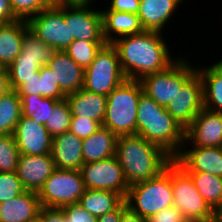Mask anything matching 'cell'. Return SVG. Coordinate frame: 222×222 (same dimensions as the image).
<instances>
[{
	"mask_svg": "<svg viewBox=\"0 0 222 222\" xmlns=\"http://www.w3.org/2000/svg\"><path fill=\"white\" fill-rule=\"evenodd\" d=\"M162 36L160 32L143 31L112 43L127 79L140 81L147 75L165 70L178 59L179 56H171L168 43Z\"/></svg>",
	"mask_w": 222,
	"mask_h": 222,
	"instance_id": "obj_1",
	"label": "cell"
},
{
	"mask_svg": "<svg viewBox=\"0 0 222 222\" xmlns=\"http://www.w3.org/2000/svg\"><path fill=\"white\" fill-rule=\"evenodd\" d=\"M115 156L129 186L157 176L173 160L161 147L137 134L118 136Z\"/></svg>",
	"mask_w": 222,
	"mask_h": 222,
	"instance_id": "obj_2",
	"label": "cell"
},
{
	"mask_svg": "<svg viewBox=\"0 0 222 222\" xmlns=\"http://www.w3.org/2000/svg\"><path fill=\"white\" fill-rule=\"evenodd\" d=\"M136 134L158 145L172 158L185 142V128L145 93L138 102Z\"/></svg>",
	"mask_w": 222,
	"mask_h": 222,
	"instance_id": "obj_3",
	"label": "cell"
},
{
	"mask_svg": "<svg viewBox=\"0 0 222 222\" xmlns=\"http://www.w3.org/2000/svg\"><path fill=\"white\" fill-rule=\"evenodd\" d=\"M143 88L140 81L127 79L107 96L102 126L117 136L134 135L137 129L138 102Z\"/></svg>",
	"mask_w": 222,
	"mask_h": 222,
	"instance_id": "obj_4",
	"label": "cell"
},
{
	"mask_svg": "<svg viewBox=\"0 0 222 222\" xmlns=\"http://www.w3.org/2000/svg\"><path fill=\"white\" fill-rule=\"evenodd\" d=\"M124 200L132 212L146 219L172 206L170 163L157 176L130 186Z\"/></svg>",
	"mask_w": 222,
	"mask_h": 222,
	"instance_id": "obj_5",
	"label": "cell"
},
{
	"mask_svg": "<svg viewBox=\"0 0 222 222\" xmlns=\"http://www.w3.org/2000/svg\"><path fill=\"white\" fill-rule=\"evenodd\" d=\"M173 205L187 221L216 222V212L200 195L191 177L174 161L170 162Z\"/></svg>",
	"mask_w": 222,
	"mask_h": 222,
	"instance_id": "obj_6",
	"label": "cell"
},
{
	"mask_svg": "<svg viewBox=\"0 0 222 222\" xmlns=\"http://www.w3.org/2000/svg\"><path fill=\"white\" fill-rule=\"evenodd\" d=\"M126 80L116 47L112 43H106L100 48L93 62L84 69L83 88L108 96Z\"/></svg>",
	"mask_w": 222,
	"mask_h": 222,
	"instance_id": "obj_7",
	"label": "cell"
},
{
	"mask_svg": "<svg viewBox=\"0 0 222 222\" xmlns=\"http://www.w3.org/2000/svg\"><path fill=\"white\" fill-rule=\"evenodd\" d=\"M195 72L196 66H191L186 58L178 57L171 66L143 77L140 83L143 93L165 108Z\"/></svg>",
	"mask_w": 222,
	"mask_h": 222,
	"instance_id": "obj_8",
	"label": "cell"
},
{
	"mask_svg": "<svg viewBox=\"0 0 222 222\" xmlns=\"http://www.w3.org/2000/svg\"><path fill=\"white\" fill-rule=\"evenodd\" d=\"M85 190L80 170L56 168L37 195L41 206L62 208L78 203Z\"/></svg>",
	"mask_w": 222,
	"mask_h": 222,
	"instance_id": "obj_9",
	"label": "cell"
},
{
	"mask_svg": "<svg viewBox=\"0 0 222 222\" xmlns=\"http://www.w3.org/2000/svg\"><path fill=\"white\" fill-rule=\"evenodd\" d=\"M29 30L44 43L64 51L73 41L69 22H65V4L48 5L27 20Z\"/></svg>",
	"mask_w": 222,
	"mask_h": 222,
	"instance_id": "obj_10",
	"label": "cell"
},
{
	"mask_svg": "<svg viewBox=\"0 0 222 222\" xmlns=\"http://www.w3.org/2000/svg\"><path fill=\"white\" fill-rule=\"evenodd\" d=\"M80 172L86 189L112 191L125 199L130 186L116 156L85 163Z\"/></svg>",
	"mask_w": 222,
	"mask_h": 222,
	"instance_id": "obj_11",
	"label": "cell"
},
{
	"mask_svg": "<svg viewBox=\"0 0 222 222\" xmlns=\"http://www.w3.org/2000/svg\"><path fill=\"white\" fill-rule=\"evenodd\" d=\"M203 108V83L197 71L182 85L165 107L166 111L185 129Z\"/></svg>",
	"mask_w": 222,
	"mask_h": 222,
	"instance_id": "obj_12",
	"label": "cell"
},
{
	"mask_svg": "<svg viewBox=\"0 0 222 222\" xmlns=\"http://www.w3.org/2000/svg\"><path fill=\"white\" fill-rule=\"evenodd\" d=\"M92 3L65 4V22H69L70 38L105 41L101 10L91 9Z\"/></svg>",
	"mask_w": 222,
	"mask_h": 222,
	"instance_id": "obj_13",
	"label": "cell"
},
{
	"mask_svg": "<svg viewBox=\"0 0 222 222\" xmlns=\"http://www.w3.org/2000/svg\"><path fill=\"white\" fill-rule=\"evenodd\" d=\"M222 147V113L203 108L185 129L184 145Z\"/></svg>",
	"mask_w": 222,
	"mask_h": 222,
	"instance_id": "obj_14",
	"label": "cell"
},
{
	"mask_svg": "<svg viewBox=\"0 0 222 222\" xmlns=\"http://www.w3.org/2000/svg\"><path fill=\"white\" fill-rule=\"evenodd\" d=\"M173 160L185 172H204L222 177V147H181Z\"/></svg>",
	"mask_w": 222,
	"mask_h": 222,
	"instance_id": "obj_15",
	"label": "cell"
},
{
	"mask_svg": "<svg viewBox=\"0 0 222 222\" xmlns=\"http://www.w3.org/2000/svg\"><path fill=\"white\" fill-rule=\"evenodd\" d=\"M13 136L20 154L36 156L51 152L53 137L44 124H37L29 117L21 116Z\"/></svg>",
	"mask_w": 222,
	"mask_h": 222,
	"instance_id": "obj_16",
	"label": "cell"
},
{
	"mask_svg": "<svg viewBox=\"0 0 222 222\" xmlns=\"http://www.w3.org/2000/svg\"><path fill=\"white\" fill-rule=\"evenodd\" d=\"M55 169L51 154H20L16 173L25 191L38 193Z\"/></svg>",
	"mask_w": 222,
	"mask_h": 222,
	"instance_id": "obj_17",
	"label": "cell"
},
{
	"mask_svg": "<svg viewBox=\"0 0 222 222\" xmlns=\"http://www.w3.org/2000/svg\"><path fill=\"white\" fill-rule=\"evenodd\" d=\"M82 140L70 131L52 138L50 154L56 168L80 170L84 165Z\"/></svg>",
	"mask_w": 222,
	"mask_h": 222,
	"instance_id": "obj_18",
	"label": "cell"
},
{
	"mask_svg": "<svg viewBox=\"0 0 222 222\" xmlns=\"http://www.w3.org/2000/svg\"><path fill=\"white\" fill-rule=\"evenodd\" d=\"M181 4L180 0H140L137 16L144 31L165 33V25Z\"/></svg>",
	"mask_w": 222,
	"mask_h": 222,
	"instance_id": "obj_19",
	"label": "cell"
},
{
	"mask_svg": "<svg viewBox=\"0 0 222 222\" xmlns=\"http://www.w3.org/2000/svg\"><path fill=\"white\" fill-rule=\"evenodd\" d=\"M47 66L66 96L83 88L84 69L64 51H58Z\"/></svg>",
	"mask_w": 222,
	"mask_h": 222,
	"instance_id": "obj_20",
	"label": "cell"
},
{
	"mask_svg": "<svg viewBox=\"0 0 222 222\" xmlns=\"http://www.w3.org/2000/svg\"><path fill=\"white\" fill-rule=\"evenodd\" d=\"M41 204L36 192L25 191L15 198L0 203V222H34Z\"/></svg>",
	"mask_w": 222,
	"mask_h": 222,
	"instance_id": "obj_21",
	"label": "cell"
},
{
	"mask_svg": "<svg viewBox=\"0 0 222 222\" xmlns=\"http://www.w3.org/2000/svg\"><path fill=\"white\" fill-rule=\"evenodd\" d=\"M72 117L93 119L101 126L105 117L107 96L93 93L81 88L65 97Z\"/></svg>",
	"mask_w": 222,
	"mask_h": 222,
	"instance_id": "obj_22",
	"label": "cell"
},
{
	"mask_svg": "<svg viewBox=\"0 0 222 222\" xmlns=\"http://www.w3.org/2000/svg\"><path fill=\"white\" fill-rule=\"evenodd\" d=\"M29 30L27 20L0 23V65L8 68L22 51L23 37Z\"/></svg>",
	"mask_w": 222,
	"mask_h": 222,
	"instance_id": "obj_23",
	"label": "cell"
},
{
	"mask_svg": "<svg viewBox=\"0 0 222 222\" xmlns=\"http://www.w3.org/2000/svg\"><path fill=\"white\" fill-rule=\"evenodd\" d=\"M101 13L103 35L107 43H113L121 37L144 31L137 14L121 11H101Z\"/></svg>",
	"mask_w": 222,
	"mask_h": 222,
	"instance_id": "obj_24",
	"label": "cell"
},
{
	"mask_svg": "<svg viewBox=\"0 0 222 222\" xmlns=\"http://www.w3.org/2000/svg\"><path fill=\"white\" fill-rule=\"evenodd\" d=\"M118 136L104 126L82 140L83 161L96 162L115 156Z\"/></svg>",
	"mask_w": 222,
	"mask_h": 222,
	"instance_id": "obj_25",
	"label": "cell"
},
{
	"mask_svg": "<svg viewBox=\"0 0 222 222\" xmlns=\"http://www.w3.org/2000/svg\"><path fill=\"white\" fill-rule=\"evenodd\" d=\"M203 83L204 107L222 113V61L209 67L196 66Z\"/></svg>",
	"mask_w": 222,
	"mask_h": 222,
	"instance_id": "obj_26",
	"label": "cell"
},
{
	"mask_svg": "<svg viewBox=\"0 0 222 222\" xmlns=\"http://www.w3.org/2000/svg\"><path fill=\"white\" fill-rule=\"evenodd\" d=\"M123 201L120 194L112 191L86 189L78 204L98 218L115 210Z\"/></svg>",
	"mask_w": 222,
	"mask_h": 222,
	"instance_id": "obj_27",
	"label": "cell"
},
{
	"mask_svg": "<svg viewBox=\"0 0 222 222\" xmlns=\"http://www.w3.org/2000/svg\"><path fill=\"white\" fill-rule=\"evenodd\" d=\"M186 173L206 203L216 212L222 206V177L204 172Z\"/></svg>",
	"mask_w": 222,
	"mask_h": 222,
	"instance_id": "obj_28",
	"label": "cell"
},
{
	"mask_svg": "<svg viewBox=\"0 0 222 222\" xmlns=\"http://www.w3.org/2000/svg\"><path fill=\"white\" fill-rule=\"evenodd\" d=\"M21 116V98L16 90L0 96V136L13 134Z\"/></svg>",
	"mask_w": 222,
	"mask_h": 222,
	"instance_id": "obj_29",
	"label": "cell"
},
{
	"mask_svg": "<svg viewBox=\"0 0 222 222\" xmlns=\"http://www.w3.org/2000/svg\"><path fill=\"white\" fill-rule=\"evenodd\" d=\"M21 98L22 116L29 117L37 124H44L49 120L54 106L61 100L35 95H19Z\"/></svg>",
	"mask_w": 222,
	"mask_h": 222,
	"instance_id": "obj_30",
	"label": "cell"
},
{
	"mask_svg": "<svg viewBox=\"0 0 222 222\" xmlns=\"http://www.w3.org/2000/svg\"><path fill=\"white\" fill-rule=\"evenodd\" d=\"M58 50L40 40L33 32L28 30L23 37L22 51L16 58H30L36 60L41 68L48 65Z\"/></svg>",
	"mask_w": 222,
	"mask_h": 222,
	"instance_id": "obj_31",
	"label": "cell"
},
{
	"mask_svg": "<svg viewBox=\"0 0 222 222\" xmlns=\"http://www.w3.org/2000/svg\"><path fill=\"white\" fill-rule=\"evenodd\" d=\"M106 41L74 40L64 52L79 66L86 69L94 60L96 54Z\"/></svg>",
	"mask_w": 222,
	"mask_h": 222,
	"instance_id": "obj_32",
	"label": "cell"
},
{
	"mask_svg": "<svg viewBox=\"0 0 222 222\" xmlns=\"http://www.w3.org/2000/svg\"><path fill=\"white\" fill-rule=\"evenodd\" d=\"M10 90H17L26 79L34 76L40 70L36 60L30 58H15L7 68Z\"/></svg>",
	"mask_w": 222,
	"mask_h": 222,
	"instance_id": "obj_33",
	"label": "cell"
},
{
	"mask_svg": "<svg viewBox=\"0 0 222 222\" xmlns=\"http://www.w3.org/2000/svg\"><path fill=\"white\" fill-rule=\"evenodd\" d=\"M71 110L66 99L59 101L46 121L45 127L52 137L63 134L70 129Z\"/></svg>",
	"mask_w": 222,
	"mask_h": 222,
	"instance_id": "obj_34",
	"label": "cell"
},
{
	"mask_svg": "<svg viewBox=\"0 0 222 222\" xmlns=\"http://www.w3.org/2000/svg\"><path fill=\"white\" fill-rule=\"evenodd\" d=\"M19 156L13 134L0 136V172H16Z\"/></svg>",
	"mask_w": 222,
	"mask_h": 222,
	"instance_id": "obj_35",
	"label": "cell"
},
{
	"mask_svg": "<svg viewBox=\"0 0 222 222\" xmlns=\"http://www.w3.org/2000/svg\"><path fill=\"white\" fill-rule=\"evenodd\" d=\"M25 192L16 172H0V203L9 201Z\"/></svg>",
	"mask_w": 222,
	"mask_h": 222,
	"instance_id": "obj_36",
	"label": "cell"
},
{
	"mask_svg": "<svg viewBox=\"0 0 222 222\" xmlns=\"http://www.w3.org/2000/svg\"><path fill=\"white\" fill-rule=\"evenodd\" d=\"M39 74L41 78V96L64 100L66 95L61 91L58 81L55 79L51 69L47 65L42 66L39 70Z\"/></svg>",
	"mask_w": 222,
	"mask_h": 222,
	"instance_id": "obj_37",
	"label": "cell"
},
{
	"mask_svg": "<svg viewBox=\"0 0 222 222\" xmlns=\"http://www.w3.org/2000/svg\"><path fill=\"white\" fill-rule=\"evenodd\" d=\"M14 15L21 20H28L37 15L49 4L45 0H9Z\"/></svg>",
	"mask_w": 222,
	"mask_h": 222,
	"instance_id": "obj_38",
	"label": "cell"
},
{
	"mask_svg": "<svg viewBox=\"0 0 222 222\" xmlns=\"http://www.w3.org/2000/svg\"><path fill=\"white\" fill-rule=\"evenodd\" d=\"M101 125L93 120L82 117H72L69 131L78 138L84 139L96 132Z\"/></svg>",
	"mask_w": 222,
	"mask_h": 222,
	"instance_id": "obj_39",
	"label": "cell"
},
{
	"mask_svg": "<svg viewBox=\"0 0 222 222\" xmlns=\"http://www.w3.org/2000/svg\"><path fill=\"white\" fill-rule=\"evenodd\" d=\"M66 222H97V217L90 214L78 203L62 207Z\"/></svg>",
	"mask_w": 222,
	"mask_h": 222,
	"instance_id": "obj_40",
	"label": "cell"
},
{
	"mask_svg": "<svg viewBox=\"0 0 222 222\" xmlns=\"http://www.w3.org/2000/svg\"><path fill=\"white\" fill-rule=\"evenodd\" d=\"M147 222H187L184 215L174 205L146 219Z\"/></svg>",
	"mask_w": 222,
	"mask_h": 222,
	"instance_id": "obj_41",
	"label": "cell"
},
{
	"mask_svg": "<svg viewBox=\"0 0 222 222\" xmlns=\"http://www.w3.org/2000/svg\"><path fill=\"white\" fill-rule=\"evenodd\" d=\"M18 95H35L41 96V78L39 71L34 73V76L26 79L17 90Z\"/></svg>",
	"mask_w": 222,
	"mask_h": 222,
	"instance_id": "obj_42",
	"label": "cell"
},
{
	"mask_svg": "<svg viewBox=\"0 0 222 222\" xmlns=\"http://www.w3.org/2000/svg\"><path fill=\"white\" fill-rule=\"evenodd\" d=\"M110 6L101 11H121L137 14L140 6V0H111Z\"/></svg>",
	"mask_w": 222,
	"mask_h": 222,
	"instance_id": "obj_43",
	"label": "cell"
},
{
	"mask_svg": "<svg viewBox=\"0 0 222 222\" xmlns=\"http://www.w3.org/2000/svg\"><path fill=\"white\" fill-rule=\"evenodd\" d=\"M38 219L40 222H66L62 208L41 206Z\"/></svg>",
	"mask_w": 222,
	"mask_h": 222,
	"instance_id": "obj_44",
	"label": "cell"
},
{
	"mask_svg": "<svg viewBox=\"0 0 222 222\" xmlns=\"http://www.w3.org/2000/svg\"><path fill=\"white\" fill-rule=\"evenodd\" d=\"M125 200L113 211L98 217L97 222H120L122 213L127 209Z\"/></svg>",
	"mask_w": 222,
	"mask_h": 222,
	"instance_id": "obj_45",
	"label": "cell"
},
{
	"mask_svg": "<svg viewBox=\"0 0 222 222\" xmlns=\"http://www.w3.org/2000/svg\"><path fill=\"white\" fill-rule=\"evenodd\" d=\"M18 20L14 15L9 0H0V23H8Z\"/></svg>",
	"mask_w": 222,
	"mask_h": 222,
	"instance_id": "obj_46",
	"label": "cell"
},
{
	"mask_svg": "<svg viewBox=\"0 0 222 222\" xmlns=\"http://www.w3.org/2000/svg\"><path fill=\"white\" fill-rule=\"evenodd\" d=\"M10 90L8 70L7 68H2L0 70V96L5 95Z\"/></svg>",
	"mask_w": 222,
	"mask_h": 222,
	"instance_id": "obj_47",
	"label": "cell"
},
{
	"mask_svg": "<svg viewBox=\"0 0 222 222\" xmlns=\"http://www.w3.org/2000/svg\"><path fill=\"white\" fill-rule=\"evenodd\" d=\"M120 222H147L146 218L141 217L139 214L132 212L127 208L121 216Z\"/></svg>",
	"mask_w": 222,
	"mask_h": 222,
	"instance_id": "obj_48",
	"label": "cell"
},
{
	"mask_svg": "<svg viewBox=\"0 0 222 222\" xmlns=\"http://www.w3.org/2000/svg\"><path fill=\"white\" fill-rule=\"evenodd\" d=\"M94 2V0H54L55 5H61V4H83V3H89Z\"/></svg>",
	"mask_w": 222,
	"mask_h": 222,
	"instance_id": "obj_49",
	"label": "cell"
},
{
	"mask_svg": "<svg viewBox=\"0 0 222 222\" xmlns=\"http://www.w3.org/2000/svg\"><path fill=\"white\" fill-rule=\"evenodd\" d=\"M216 222H222V206L216 211Z\"/></svg>",
	"mask_w": 222,
	"mask_h": 222,
	"instance_id": "obj_50",
	"label": "cell"
},
{
	"mask_svg": "<svg viewBox=\"0 0 222 222\" xmlns=\"http://www.w3.org/2000/svg\"><path fill=\"white\" fill-rule=\"evenodd\" d=\"M49 5H54V0H45Z\"/></svg>",
	"mask_w": 222,
	"mask_h": 222,
	"instance_id": "obj_51",
	"label": "cell"
}]
</instances>
